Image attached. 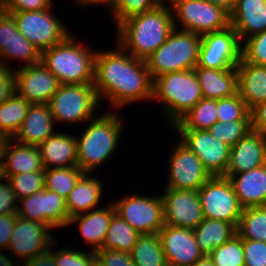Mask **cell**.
I'll return each instance as SVG.
<instances>
[{
	"instance_id": "obj_1",
	"label": "cell",
	"mask_w": 266,
	"mask_h": 266,
	"mask_svg": "<svg viewBox=\"0 0 266 266\" xmlns=\"http://www.w3.org/2000/svg\"><path fill=\"white\" fill-rule=\"evenodd\" d=\"M116 47L95 54L93 84L100 103L107 100L115 110L128 103L151 101L153 79L145 60L130 55L119 44Z\"/></svg>"
},
{
	"instance_id": "obj_2",
	"label": "cell",
	"mask_w": 266,
	"mask_h": 266,
	"mask_svg": "<svg viewBox=\"0 0 266 266\" xmlns=\"http://www.w3.org/2000/svg\"><path fill=\"white\" fill-rule=\"evenodd\" d=\"M171 9L169 4H160L122 21L116 27L117 44L135 58L145 60L167 40L175 28Z\"/></svg>"
},
{
	"instance_id": "obj_3",
	"label": "cell",
	"mask_w": 266,
	"mask_h": 266,
	"mask_svg": "<svg viewBox=\"0 0 266 266\" xmlns=\"http://www.w3.org/2000/svg\"><path fill=\"white\" fill-rule=\"evenodd\" d=\"M102 114L89 120L77 137V166L84 173H94L119 146L122 117L114 111Z\"/></svg>"
},
{
	"instance_id": "obj_4",
	"label": "cell",
	"mask_w": 266,
	"mask_h": 266,
	"mask_svg": "<svg viewBox=\"0 0 266 266\" xmlns=\"http://www.w3.org/2000/svg\"><path fill=\"white\" fill-rule=\"evenodd\" d=\"M78 41L70 34L63 42L41 53V62L55 75L60 84L94 83L96 51Z\"/></svg>"
},
{
	"instance_id": "obj_5",
	"label": "cell",
	"mask_w": 266,
	"mask_h": 266,
	"mask_svg": "<svg viewBox=\"0 0 266 266\" xmlns=\"http://www.w3.org/2000/svg\"><path fill=\"white\" fill-rule=\"evenodd\" d=\"M203 98L194 69L168 72L153 80L152 101L164 104L168 121L173 125Z\"/></svg>"
},
{
	"instance_id": "obj_6",
	"label": "cell",
	"mask_w": 266,
	"mask_h": 266,
	"mask_svg": "<svg viewBox=\"0 0 266 266\" xmlns=\"http://www.w3.org/2000/svg\"><path fill=\"white\" fill-rule=\"evenodd\" d=\"M201 43V35L174 28L167 40L145 59L152 79L168 72L194 69Z\"/></svg>"
},
{
	"instance_id": "obj_7",
	"label": "cell",
	"mask_w": 266,
	"mask_h": 266,
	"mask_svg": "<svg viewBox=\"0 0 266 266\" xmlns=\"http://www.w3.org/2000/svg\"><path fill=\"white\" fill-rule=\"evenodd\" d=\"M48 104L55 123L69 124L87 123L101 106L94 84H60Z\"/></svg>"
},
{
	"instance_id": "obj_8",
	"label": "cell",
	"mask_w": 266,
	"mask_h": 266,
	"mask_svg": "<svg viewBox=\"0 0 266 266\" xmlns=\"http://www.w3.org/2000/svg\"><path fill=\"white\" fill-rule=\"evenodd\" d=\"M170 6L177 29L202 36L230 26V14L207 0H174Z\"/></svg>"
},
{
	"instance_id": "obj_9",
	"label": "cell",
	"mask_w": 266,
	"mask_h": 266,
	"mask_svg": "<svg viewBox=\"0 0 266 266\" xmlns=\"http://www.w3.org/2000/svg\"><path fill=\"white\" fill-rule=\"evenodd\" d=\"M51 10L50 7L38 11L10 12L14 15L18 31L40 53L63 42L71 34Z\"/></svg>"
},
{
	"instance_id": "obj_10",
	"label": "cell",
	"mask_w": 266,
	"mask_h": 266,
	"mask_svg": "<svg viewBox=\"0 0 266 266\" xmlns=\"http://www.w3.org/2000/svg\"><path fill=\"white\" fill-rule=\"evenodd\" d=\"M198 193L205 218L232 223L237 228L244 208L228 178L212 176Z\"/></svg>"
},
{
	"instance_id": "obj_11",
	"label": "cell",
	"mask_w": 266,
	"mask_h": 266,
	"mask_svg": "<svg viewBox=\"0 0 266 266\" xmlns=\"http://www.w3.org/2000/svg\"><path fill=\"white\" fill-rule=\"evenodd\" d=\"M122 199V200H121ZM112 201L116 213L139 234H155L165 225L162 196L128 195Z\"/></svg>"
},
{
	"instance_id": "obj_12",
	"label": "cell",
	"mask_w": 266,
	"mask_h": 266,
	"mask_svg": "<svg viewBox=\"0 0 266 266\" xmlns=\"http://www.w3.org/2000/svg\"><path fill=\"white\" fill-rule=\"evenodd\" d=\"M196 66L226 70L237 66L241 59V47L237 33L227 28L203 34Z\"/></svg>"
},
{
	"instance_id": "obj_13",
	"label": "cell",
	"mask_w": 266,
	"mask_h": 266,
	"mask_svg": "<svg viewBox=\"0 0 266 266\" xmlns=\"http://www.w3.org/2000/svg\"><path fill=\"white\" fill-rule=\"evenodd\" d=\"M17 216L53 228L66 227L69 215L66 199L48 189L18 200Z\"/></svg>"
},
{
	"instance_id": "obj_14",
	"label": "cell",
	"mask_w": 266,
	"mask_h": 266,
	"mask_svg": "<svg viewBox=\"0 0 266 266\" xmlns=\"http://www.w3.org/2000/svg\"><path fill=\"white\" fill-rule=\"evenodd\" d=\"M165 188L198 190L212 176L199 157L180 140L170 153Z\"/></svg>"
},
{
	"instance_id": "obj_15",
	"label": "cell",
	"mask_w": 266,
	"mask_h": 266,
	"mask_svg": "<svg viewBox=\"0 0 266 266\" xmlns=\"http://www.w3.org/2000/svg\"><path fill=\"white\" fill-rule=\"evenodd\" d=\"M179 140L203 162L211 176H225L231 147L213 137L208 130H177Z\"/></svg>"
},
{
	"instance_id": "obj_16",
	"label": "cell",
	"mask_w": 266,
	"mask_h": 266,
	"mask_svg": "<svg viewBox=\"0 0 266 266\" xmlns=\"http://www.w3.org/2000/svg\"><path fill=\"white\" fill-rule=\"evenodd\" d=\"M161 196L165 224L194 230L205 218L198 190L166 188Z\"/></svg>"
},
{
	"instance_id": "obj_17",
	"label": "cell",
	"mask_w": 266,
	"mask_h": 266,
	"mask_svg": "<svg viewBox=\"0 0 266 266\" xmlns=\"http://www.w3.org/2000/svg\"><path fill=\"white\" fill-rule=\"evenodd\" d=\"M50 229L39 222L17 216L7 250L17 257L16 261L24 263L50 248L55 240Z\"/></svg>"
},
{
	"instance_id": "obj_18",
	"label": "cell",
	"mask_w": 266,
	"mask_h": 266,
	"mask_svg": "<svg viewBox=\"0 0 266 266\" xmlns=\"http://www.w3.org/2000/svg\"><path fill=\"white\" fill-rule=\"evenodd\" d=\"M14 75L16 92L31 104H48L60 86L42 62L20 66Z\"/></svg>"
},
{
	"instance_id": "obj_19",
	"label": "cell",
	"mask_w": 266,
	"mask_h": 266,
	"mask_svg": "<svg viewBox=\"0 0 266 266\" xmlns=\"http://www.w3.org/2000/svg\"><path fill=\"white\" fill-rule=\"evenodd\" d=\"M158 234L167 266H192L204 257L192 229L165 224Z\"/></svg>"
},
{
	"instance_id": "obj_20",
	"label": "cell",
	"mask_w": 266,
	"mask_h": 266,
	"mask_svg": "<svg viewBox=\"0 0 266 266\" xmlns=\"http://www.w3.org/2000/svg\"><path fill=\"white\" fill-rule=\"evenodd\" d=\"M266 164V135L254 130L231 147L225 176L250 171Z\"/></svg>"
},
{
	"instance_id": "obj_21",
	"label": "cell",
	"mask_w": 266,
	"mask_h": 266,
	"mask_svg": "<svg viewBox=\"0 0 266 266\" xmlns=\"http://www.w3.org/2000/svg\"><path fill=\"white\" fill-rule=\"evenodd\" d=\"M2 177L45 170L36 145L22 144L8 138L1 158Z\"/></svg>"
},
{
	"instance_id": "obj_22",
	"label": "cell",
	"mask_w": 266,
	"mask_h": 266,
	"mask_svg": "<svg viewBox=\"0 0 266 266\" xmlns=\"http://www.w3.org/2000/svg\"><path fill=\"white\" fill-rule=\"evenodd\" d=\"M230 25L240 42L266 31V0H237Z\"/></svg>"
},
{
	"instance_id": "obj_23",
	"label": "cell",
	"mask_w": 266,
	"mask_h": 266,
	"mask_svg": "<svg viewBox=\"0 0 266 266\" xmlns=\"http://www.w3.org/2000/svg\"><path fill=\"white\" fill-rule=\"evenodd\" d=\"M56 124L49 104H31L13 139L22 144L38 146L56 133Z\"/></svg>"
},
{
	"instance_id": "obj_24",
	"label": "cell",
	"mask_w": 266,
	"mask_h": 266,
	"mask_svg": "<svg viewBox=\"0 0 266 266\" xmlns=\"http://www.w3.org/2000/svg\"><path fill=\"white\" fill-rule=\"evenodd\" d=\"M104 208L90 210L85 213L75 215L70 218L69 224L77 223L79 231L86 244L91 245V251L101 249L109 227L112 216L116 213L115 206L112 202Z\"/></svg>"
},
{
	"instance_id": "obj_25",
	"label": "cell",
	"mask_w": 266,
	"mask_h": 266,
	"mask_svg": "<svg viewBox=\"0 0 266 266\" xmlns=\"http://www.w3.org/2000/svg\"><path fill=\"white\" fill-rule=\"evenodd\" d=\"M228 179L243 208L266 206V164Z\"/></svg>"
},
{
	"instance_id": "obj_26",
	"label": "cell",
	"mask_w": 266,
	"mask_h": 266,
	"mask_svg": "<svg viewBox=\"0 0 266 266\" xmlns=\"http://www.w3.org/2000/svg\"><path fill=\"white\" fill-rule=\"evenodd\" d=\"M44 169L77 165V137L56 133L38 145Z\"/></svg>"
},
{
	"instance_id": "obj_27",
	"label": "cell",
	"mask_w": 266,
	"mask_h": 266,
	"mask_svg": "<svg viewBox=\"0 0 266 266\" xmlns=\"http://www.w3.org/2000/svg\"><path fill=\"white\" fill-rule=\"evenodd\" d=\"M203 98L221 99L238 93V74L236 67L217 70L200 66L194 67Z\"/></svg>"
},
{
	"instance_id": "obj_28",
	"label": "cell",
	"mask_w": 266,
	"mask_h": 266,
	"mask_svg": "<svg viewBox=\"0 0 266 266\" xmlns=\"http://www.w3.org/2000/svg\"><path fill=\"white\" fill-rule=\"evenodd\" d=\"M238 74V93L251 110L266 101V66H258L242 58L236 66Z\"/></svg>"
},
{
	"instance_id": "obj_29",
	"label": "cell",
	"mask_w": 266,
	"mask_h": 266,
	"mask_svg": "<svg viewBox=\"0 0 266 266\" xmlns=\"http://www.w3.org/2000/svg\"><path fill=\"white\" fill-rule=\"evenodd\" d=\"M93 173H84L66 199L69 218L98 209L103 186ZM95 177V178H94Z\"/></svg>"
},
{
	"instance_id": "obj_30",
	"label": "cell",
	"mask_w": 266,
	"mask_h": 266,
	"mask_svg": "<svg viewBox=\"0 0 266 266\" xmlns=\"http://www.w3.org/2000/svg\"><path fill=\"white\" fill-rule=\"evenodd\" d=\"M199 250L203 256H209L213 249L223 245L237 234L232 223L204 218L193 230Z\"/></svg>"
},
{
	"instance_id": "obj_31",
	"label": "cell",
	"mask_w": 266,
	"mask_h": 266,
	"mask_svg": "<svg viewBox=\"0 0 266 266\" xmlns=\"http://www.w3.org/2000/svg\"><path fill=\"white\" fill-rule=\"evenodd\" d=\"M217 99L202 98L180 117L172 127L175 130H208L218 121Z\"/></svg>"
},
{
	"instance_id": "obj_32",
	"label": "cell",
	"mask_w": 266,
	"mask_h": 266,
	"mask_svg": "<svg viewBox=\"0 0 266 266\" xmlns=\"http://www.w3.org/2000/svg\"><path fill=\"white\" fill-rule=\"evenodd\" d=\"M26 99L16 91L0 104V132L7 138H13L23 123L29 107Z\"/></svg>"
},
{
	"instance_id": "obj_33",
	"label": "cell",
	"mask_w": 266,
	"mask_h": 266,
	"mask_svg": "<svg viewBox=\"0 0 266 266\" xmlns=\"http://www.w3.org/2000/svg\"><path fill=\"white\" fill-rule=\"evenodd\" d=\"M130 255L135 266H167L158 233L140 235Z\"/></svg>"
},
{
	"instance_id": "obj_34",
	"label": "cell",
	"mask_w": 266,
	"mask_h": 266,
	"mask_svg": "<svg viewBox=\"0 0 266 266\" xmlns=\"http://www.w3.org/2000/svg\"><path fill=\"white\" fill-rule=\"evenodd\" d=\"M140 235L115 213L110 220L107 235L101 249L130 253Z\"/></svg>"
},
{
	"instance_id": "obj_35",
	"label": "cell",
	"mask_w": 266,
	"mask_h": 266,
	"mask_svg": "<svg viewBox=\"0 0 266 266\" xmlns=\"http://www.w3.org/2000/svg\"><path fill=\"white\" fill-rule=\"evenodd\" d=\"M236 230L242 239L266 243V206L244 208Z\"/></svg>"
},
{
	"instance_id": "obj_36",
	"label": "cell",
	"mask_w": 266,
	"mask_h": 266,
	"mask_svg": "<svg viewBox=\"0 0 266 266\" xmlns=\"http://www.w3.org/2000/svg\"><path fill=\"white\" fill-rule=\"evenodd\" d=\"M83 174L77 165L45 169V188L67 199Z\"/></svg>"
},
{
	"instance_id": "obj_37",
	"label": "cell",
	"mask_w": 266,
	"mask_h": 266,
	"mask_svg": "<svg viewBox=\"0 0 266 266\" xmlns=\"http://www.w3.org/2000/svg\"><path fill=\"white\" fill-rule=\"evenodd\" d=\"M5 59L24 61L28 66L41 62V53L20 32H16L11 43L0 52V65L12 68Z\"/></svg>"
},
{
	"instance_id": "obj_38",
	"label": "cell",
	"mask_w": 266,
	"mask_h": 266,
	"mask_svg": "<svg viewBox=\"0 0 266 266\" xmlns=\"http://www.w3.org/2000/svg\"><path fill=\"white\" fill-rule=\"evenodd\" d=\"M208 257L214 266H245L243 239L238 234L234 235L213 249Z\"/></svg>"
},
{
	"instance_id": "obj_39",
	"label": "cell",
	"mask_w": 266,
	"mask_h": 266,
	"mask_svg": "<svg viewBox=\"0 0 266 266\" xmlns=\"http://www.w3.org/2000/svg\"><path fill=\"white\" fill-rule=\"evenodd\" d=\"M208 131L213 137L232 147L252 131V122L251 120H233L227 123L217 121Z\"/></svg>"
},
{
	"instance_id": "obj_40",
	"label": "cell",
	"mask_w": 266,
	"mask_h": 266,
	"mask_svg": "<svg viewBox=\"0 0 266 266\" xmlns=\"http://www.w3.org/2000/svg\"><path fill=\"white\" fill-rule=\"evenodd\" d=\"M6 179L18 200L45 189V170L19 173Z\"/></svg>"
},
{
	"instance_id": "obj_41",
	"label": "cell",
	"mask_w": 266,
	"mask_h": 266,
	"mask_svg": "<svg viewBox=\"0 0 266 266\" xmlns=\"http://www.w3.org/2000/svg\"><path fill=\"white\" fill-rule=\"evenodd\" d=\"M217 116L219 122L233 120H251L250 109L239 93L226 98L217 99Z\"/></svg>"
},
{
	"instance_id": "obj_42",
	"label": "cell",
	"mask_w": 266,
	"mask_h": 266,
	"mask_svg": "<svg viewBox=\"0 0 266 266\" xmlns=\"http://www.w3.org/2000/svg\"><path fill=\"white\" fill-rule=\"evenodd\" d=\"M161 3L158 0H113L112 8L114 26H118L127 18L154 9Z\"/></svg>"
},
{
	"instance_id": "obj_43",
	"label": "cell",
	"mask_w": 266,
	"mask_h": 266,
	"mask_svg": "<svg viewBox=\"0 0 266 266\" xmlns=\"http://www.w3.org/2000/svg\"><path fill=\"white\" fill-rule=\"evenodd\" d=\"M241 58L254 65L266 66V31L242 42Z\"/></svg>"
},
{
	"instance_id": "obj_44",
	"label": "cell",
	"mask_w": 266,
	"mask_h": 266,
	"mask_svg": "<svg viewBox=\"0 0 266 266\" xmlns=\"http://www.w3.org/2000/svg\"><path fill=\"white\" fill-rule=\"evenodd\" d=\"M94 257V251L83 252L69 247L57 249L54 252V261L57 266H90Z\"/></svg>"
},
{
	"instance_id": "obj_45",
	"label": "cell",
	"mask_w": 266,
	"mask_h": 266,
	"mask_svg": "<svg viewBox=\"0 0 266 266\" xmlns=\"http://www.w3.org/2000/svg\"><path fill=\"white\" fill-rule=\"evenodd\" d=\"M245 266H266V243L243 239Z\"/></svg>"
},
{
	"instance_id": "obj_46",
	"label": "cell",
	"mask_w": 266,
	"mask_h": 266,
	"mask_svg": "<svg viewBox=\"0 0 266 266\" xmlns=\"http://www.w3.org/2000/svg\"><path fill=\"white\" fill-rule=\"evenodd\" d=\"M53 6V0H1L0 8L8 12L38 11Z\"/></svg>"
},
{
	"instance_id": "obj_47",
	"label": "cell",
	"mask_w": 266,
	"mask_h": 266,
	"mask_svg": "<svg viewBox=\"0 0 266 266\" xmlns=\"http://www.w3.org/2000/svg\"><path fill=\"white\" fill-rule=\"evenodd\" d=\"M0 181H3V183L0 182V215H17L18 199L16 194L6 178L2 177Z\"/></svg>"
},
{
	"instance_id": "obj_48",
	"label": "cell",
	"mask_w": 266,
	"mask_h": 266,
	"mask_svg": "<svg viewBox=\"0 0 266 266\" xmlns=\"http://www.w3.org/2000/svg\"><path fill=\"white\" fill-rule=\"evenodd\" d=\"M18 31L14 15L0 8V52L8 46Z\"/></svg>"
},
{
	"instance_id": "obj_49",
	"label": "cell",
	"mask_w": 266,
	"mask_h": 266,
	"mask_svg": "<svg viewBox=\"0 0 266 266\" xmlns=\"http://www.w3.org/2000/svg\"><path fill=\"white\" fill-rule=\"evenodd\" d=\"M95 256L105 266H135L130 253L127 252L99 249L95 251Z\"/></svg>"
},
{
	"instance_id": "obj_50",
	"label": "cell",
	"mask_w": 266,
	"mask_h": 266,
	"mask_svg": "<svg viewBox=\"0 0 266 266\" xmlns=\"http://www.w3.org/2000/svg\"><path fill=\"white\" fill-rule=\"evenodd\" d=\"M15 91L14 69L0 65V104Z\"/></svg>"
},
{
	"instance_id": "obj_51",
	"label": "cell",
	"mask_w": 266,
	"mask_h": 266,
	"mask_svg": "<svg viewBox=\"0 0 266 266\" xmlns=\"http://www.w3.org/2000/svg\"><path fill=\"white\" fill-rule=\"evenodd\" d=\"M17 215H0V251L7 250Z\"/></svg>"
},
{
	"instance_id": "obj_52",
	"label": "cell",
	"mask_w": 266,
	"mask_h": 266,
	"mask_svg": "<svg viewBox=\"0 0 266 266\" xmlns=\"http://www.w3.org/2000/svg\"><path fill=\"white\" fill-rule=\"evenodd\" d=\"M250 113L252 130L266 135V101L257 104Z\"/></svg>"
},
{
	"instance_id": "obj_53",
	"label": "cell",
	"mask_w": 266,
	"mask_h": 266,
	"mask_svg": "<svg viewBox=\"0 0 266 266\" xmlns=\"http://www.w3.org/2000/svg\"><path fill=\"white\" fill-rule=\"evenodd\" d=\"M55 241L57 240L53 241L47 251L35 255L33 258H30L28 261L24 262L22 266H57L54 261L55 249H52L54 245L55 247L57 245Z\"/></svg>"
},
{
	"instance_id": "obj_54",
	"label": "cell",
	"mask_w": 266,
	"mask_h": 266,
	"mask_svg": "<svg viewBox=\"0 0 266 266\" xmlns=\"http://www.w3.org/2000/svg\"><path fill=\"white\" fill-rule=\"evenodd\" d=\"M207 1L211 2L212 4H215L216 6L222 7L229 14L233 11L237 3V0H207Z\"/></svg>"
},
{
	"instance_id": "obj_55",
	"label": "cell",
	"mask_w": 266,
	"mask_h": 266,
	"mask_svg": "<svg viewBox=\"0 0 266 266\" xmlns=\"http://www.w3.org/2000/svg\"><path fill=\"white\" fill-rule=\"evenodd\" d=\"M76 3L79 4V6L82 4L83 6H88V5H102V4H108L110 6L113 2V0H74Z\"/></svg>"
},
{
	"instance_id": "obj_56",
	"label": "cell",
	"mask_w": 266,
	"mask_h": 266,
	"mask_svg": "<svg viewBox=\"0 0 266 266\" xmlns=\"http://www.w3.org/2000/svg\"><path fill=\"white\" fill-rule=\"evenodd\" d=\"M9 256L6 255L5 253L3 254V252L0 251V266H21V264L19 265V262H13V260H11L10 258H8ZM16 263V264H15Z\"/></svg>"
},
{
	"instance_id": "obj_57",
	"label": "cell",
	"mask_w": 266,
	"mask_h": 266,
	"mask_svg": "<svg viewBox=\"0 0 266 266\" xmlns=\"http://www.w3.org/2000/svg\"><path fill=\"white\" fill-rule=\"evenodd\" d=\"M192 266H214L208 256H204L202 259L195 262Z\"/></svg>"
},
{
	"instance_id": "obj_58",
	"label": "cell",
	"mask_w": 266,
	"mask_h": 266,
	"mask_svg": "<svg viewBox=\"0 0 266 266\" xmlns=\"http://www.w3.org/2000/svg\"><path fill=\"white\" fill-rule=\"evenodd\" d=\"M7 140L8 138L2 132H0V159L2 158V153L4 151Z\"/></svg>"
},
{
	"instance_id": "obj_59",
	"label": "cell",
	"mask_w": 266,
	"mask_h": 266,
	"mask_svg": "<svg viewBox=\"0 0 266 266\" xmlns=\"http://www.w3.org/2000/svg\"><path fill=\"white\" fill-rule=\"evenodd\" d=\"M90 266H105V265L102 264V262L95 256L92 259Z\"/></svg>"
},
{
	"instance_id": "obj_60",
	"label": "cell",
	"mask_w": 266,
	"mask_h": 266,
	"mask_svg": "<svg viewBox=\"0 0 266 266\" xmlns=\"http://www.w3.org/2000/svg\"><path fill=\"white\" fill-rule=\"evenodd\" d=\"M161 4H167L169 3V5L174 1V0H158ZM168 1V2H167Z\"/></svg>"
},
{
	"instance_id": "obj_61",
	"label": "cell",
	"mask_w": 266,
	"mask_h": 266,
	"mask_svg": "<svg viewBox=\"0 0 266 266\" xmlns=\"http://www.w3.org/2000/svg\"><path fill=\"white\" fill-rule=\"evenodd\" d=\"M2 178L1 159H0V179Z\"/></svg>"
}]
</instances>
